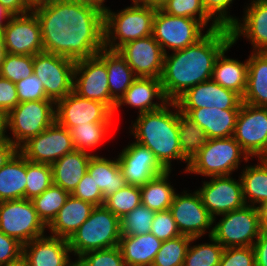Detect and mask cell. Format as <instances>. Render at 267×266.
I'll list each match as a JSON object with an SVG mask.
<instances>
[{"label": "cell", "instance_id": "cell-1", "mask_svg": "<svg viewBox=\"0 0 267 266\" xmlns=\"http://www.w3.org/2000/svg\"><path fill=\"white\" fill-rule=\"evenodd\" d=\"M41 28L44 52L79 61L104 48V13L68 0H51L32 7Z\"/></svg>", "mask_w": 267, "mask_h": 266}, {"label": "cell", "instance_id": "cell-2", "mask_svg": "<svg viewBox=\"0 0 267 266\" xmlns=\"http://www.w3.org/2000/svg\"><path fill=\"white\" fill-rule=\"evenodd\" d=\"M232 42L230 28L220 26L207 29L195 44L164 54L160 81L165 97L175 101L187 89L212 79L217 57Z\"/></svg>", "mask_w": 267, "mask_h": 266}, {"label": "cell", "instance_id": "cell-3", "mask_svg": "<svg viewBox=\"0 0 267 266\" xmlns=\"http://www.w3.org/2000/svg\"><path fill=\"white\" fill-rule=\"evenodd\" d=\"M172 107L175 110H171ZM130 129L135 141L148 148L166 169H171L172 160L189 161L181 154L178 134V106L168 101L162 108L139 114Z\"/></svg>", "mask_w": 267, "mask_h": 266}, {"label": "cell", "instance_id": "cell-4", "mask_svg": "<svg viewBox=\"0 0 267 266\" xmlns=\"http://www.w3.org/2000/svg\"><path fill=\"white\" fill-rule=\"evenodd\" d=\"M158 7L134 3L119 12H104V47L117 50L123 44L152 35Z\"/></svg>", "mask_w": 267, "mask_h": 266}, {"label": "cell", "instance_id": "cell-5", "mask_svg": "<svg viewBox=\"0 0 267 266\" xmlns=\"http://www.w3.org/2000/svg\"><path fill=\"white\" fill-rule=\"evenodd\" d=\"M120 239V219L101 205L93 208L89 218L68 239V244L71 253L80 257L89 251L118 246Z\"/></svg>", "mask_w": 267, "mask_h": 266}, {"label": "cell", "instance_id": "cell-6", "mask_svg": "<svg viewBox=\"0 0 267 266\" xmlns=\"http://www.w3.org/2000/svg\"><path fill=\"white\" fill-rule=\"evenodd\" d=\"M241 158L245 162L250 159L233 136L208 139L206 146L189 162L186 173L229 176L239 168Z\"/></svg>", "mask_w": 267, "mask_h": 266}, {"label": "cell", "instance_id": "cell-7", "mask_svg": "<svg viewBox=\"0 0 267 266\" xmlns=\"http://www.w3.org/2000/svg\"><path fill=\"white\" fill-rule=\"evenodd\" d=\"M56 120L53 100L25 101L6 115L7 139L18 148L31 137L43 132Z\"/></svg>", "mask_w": 267, "mask_h": 266}, {"label": "cell", "instance_id": "cell-8", "mask_svg": "<svg viewBox=\"0 0 267 266\" xmlns=\"http://www.w3.org/2000/svg\"><path fill=\"white\" fill-rule=\"evenodd\" d=\"M213 222L211 236L224 248L253 246L262 229L259 207L247 204L222 214L217 224Z\"/></svg>", "mask_w": 267, "mask_h": 266}, {"label": "cell", "instance_id": "cell-9", "mask_svg": "<svg viewBox=\"0 0 267 266\" xmlns=\"http://www.w3.org/2000/svg\"><path fill=\"white\" fill-rule=\"evenodd\" d=\"M205 25L193 18L169 15L160 7L153 18L152 36L160 44L164 54L181 50L203 38Z\"/></svg>", "mask_w": 267, "mask_h": 266}, {"label": "cell", "instance_id": "cell-10", "mask_svg": "<svg viewBox=\"0 0 267 266\" xmlns=\"http://www.w3.org/2000/svg\"><path fill=\"white\" fill-rule=\"evenodd\" d=\"M47 227L40 220L31 200L0 202V230L26 244L45 235Z\"/></svg>", "mask_w": 267, "mask_h": 266}, {"label": "cell", "instance_id": "cell-11", "mask_svg": "<svg viewBox=\"0 0 267 266\" xmlns=\"http://www.w3.org/2000/svg\"><path fill=\"white\" fill-rule=\"evenodd\" d=\"M33 68L46 96L55 103L73 91L75 61L43 51L33 56Z\"/></svg>", "mask_w": 267, "mask_h": 266}, {"label": "cell", "instance_id": "cell-12", "mask_svg": "<svg viewBox=\"0 0 267 266\" xmlns=\"http://www.w3.org/2000/svg\"><path fill=\"white\" fill-rule=\"evenodd\" d=\"M74 150L70 131L56 120L43 132L31 137L19 147V152L28 161L49 165Z\"/></svg>", "mask_w": 267, "mask_h": 266}, {"label": "cell", "instance_id": "cell-13", "mask_svg": "<svg viewBox=\"0 0 267 266\" xmlns=\"http://www.w3.org/2000/svg\"><path fill=\"white\" fill-rule=\"evenodd\" d=\"M169 210L181 235L200 238L210 228L208 235L211 236L214 225L213 217L204 207L198 191L175 193Z\"/></svg>", "mask_w": 267, "mask_h": 266}, {"label": "cell", "instance_id": "cell-14", "mask_svg": "<svg viewBox=\"0 0 267 266\" xmlns=\"http://www.w3.org/2000/svg\"><path fill=\"white\" fill-rule=\"evenodd\" d=\"M73 91L105 104L114 113L117 103L110 96L106 64L97 55L75 62Z\"/></svg>", "mask_w": 267, "mask_h": 266}, {"label": "cell", "instance_id": "cell-15", "mask_svg": "<svg viewBox=\"0 0 267 266\" xmlns=\"http://www.w3.org/2000/svg\"><path fill=\"white\" fill-rule=\"evenodd\" d=\"M233 137L249 157H259L267 147V107L242 103Z\"/></svg>", "mask_w": 267, "mask_h": 266}, {"label": "cell", "instance_id": "cell-16", "mask_svg": "<svg viewBox=\"0 0 267 266\" xmlns=\"http://www.w3.org/2000/svg\"><path fill=\"white\" fill-rule=\"evenodd\" d=\"M210 181L203 182L197 190L202 198L204 207L213 220L216 216L242 208L245 205L242 182L229 176H211Z\"/></svg>", "mask_w": 267, "mask_h": 266}, {"label": "cell", "instance_id": "cell-17", "mask_svg": "<svg viewBox=\"0 0 267 266\" xmlns=\"http://www.w3.org/2000/svg\"><path fill=\"white\" fill-rule=\"evenodd\" d=\"M56 121L70 130L88 122H113V112L103 103L89 100L74 91L55 103Z\"/></svg>", "mask_w": 267, "mask_h": 266}, {"label": "cell", "instance_id": "cell-18", "mask_svg": "<svg viewBox=\"0 0 267 266\" xmlns=\"http://www.w3.org/2000/svg\"><path fill=\"white\" fill-rule=\"evenodd\" d=\"M2 32L7 53L34 56L44 51L40 24L33 11L14 15Z\"/></svg>", "mask_w": 267, "mask_h": 266}, {"label": "cell", "instance_id": "cell-19", "mask_svg": "<svg viewBox=\"0 0 267 266\" xmlns=\"http://www.w3.org/2000/svg\"><path fill=\"white\" fill-rule=\"evenodd\" d=\"M136 77L160 79L164 52L152 35L129 41L117 49Z\"/></svg>", "mask_w": 267, "mask_h": 266}, {"label": "cell", "instance_id": "cell-20", "mask_svg": "<svg viewBox=\"0 0 267 266\" xmlns=\"http://www.w3.org/2000/svg\"><path fill=\"white\" fill-rule=\"evenodd\" d=\"M175 103L179 109L216 107L220 110H240L243 101L238 93L210 79L187 89Z\"/></svg>", "mask_w": 267, "mask_h": 266}, {"label": "cell", "instance_id": "cell-21", "mask_svg": "<svg viewBox=\"0 0 267 266\" xmlns=\"http://www.w3.org/2000/svg\"><path fill=\"white\" fill-rule=\"evenodd\" d=\"M117 157L127 185L143 186L166 171L155 155L136 141L127 145Z\"/></svg>", "mask_w": 267, "mask_h": 266}, {"label": "cell", "instance_id": "cell-22", "mask_svg": "<svg viewBox=\"0 0 267 266\" xmlns=\"http://www.w3.org/2000/svg\"><path fill=\"white\" fill-rule=\"evenodd\" d=\"M249 5L242 21L237 20L230 27L232 40L236 44L243 36L250 41L253 51L267 52V0H251Z\"/></svg>", "mask_w": 267, "mask_h": 266}, {"label": "cell", "instance_id": "cell-23", "mask_svg": "<svg viewBox=\"0 0 267 266\" xmlns=\"http://www.w3.org/2000/svg\"><path fill=\"white\" fill-rule=\"evenodd\" d=\"M68 240L47 236L33 239L23 245V256L29 266H71Z\"/></svg>", "mask_w": 267, "mask_h": 266}, {"label": "cell", "instance_id": "cell-24", "mask_svg": "<svg viewBox=\"0 0 267 266\" xmlns=\"http://www.w3.org/2000/svg\"><path fill=\"white\" fill-rule=\"evenodd\" d=\"M156 98L160 101L159 103L153 102ZM168 101L164 95L160 79L137 77L116 104L113 114L123 104L139 109L138 114H142L158 110Z\"/></svg>", "mask_w": 267, "mask_h": 266}, {"label": "cell", "instance_id": "cell-25", "mask_svg": "<svg viewBox=\"0 0 267 266\" xmlns=\"http://www.w3.org/2000/svg\"><path fill=\"white\" fill-rule=\"evenodd\" d=\"M201 127L208 137L227 138L235 131L239 110H220L218 108L179 109Z\"/></svg>", "mask_w": 267, "mask_h": 266}, {"label": "cell", "instance_id": "cell-26", "mask_svg": "<svg viewBox=\"0 0 267 266\" xmlns=\"http://www.w3.org/2000/svg\"><path fill=\"white\" fill-rule=\"evenodd\" d=\"M94 207L92 203L75 198L70 194L56 218L47 227L52 234L50 236L68 240L89 218Z\"/></svg>", "mask_w": 267, "mask_h": 266}, {"label": "cell", "instance_id": "cell-27", "mask_svg": "<svg viewBox=\"0 0 267 266\" xmlns=\"http://www.w3.org/2000/svg\"><path fill=\"white\" fill-rule=\"evenodd\" d=\"M92 155L89 152L74 150L59 158L51 165L53 184L71 194L87 173Z\"/></svg>", "mask_w": 267, "mask_h": 266}, {"label": "cell", "instance_id": "cell-28", "mask_svg": "<svg viewBox=\"0 0 267 266\" xmlns=\"http://www.w3.org/2000/svg\"><path fill=\"white\" fill-rule=\"evenodd\" d=\"M234 45L232 42L217 57L212 79L220 86L232 90L243 97L248 79V59L241 62L237 59H231L225 56V53Z\"/></svg>", "mask_w": 267, "mask_h": 266}, {"label": "cell", "instance_id": "cell-29", "mask_svg": "<svg viewBox=\"0 0 267 266\" xmlns=\"http://www.w3.org/2000/svg\"><path fill=\"white\" fill-rule=\"evenodd\" d=\"M162 241L151 232L144 235L121 236L120 248L124 263L129 266H152Z\"/></svg>", "mask_w": 267, "mask_h": 266}, {"label": "cell", "instance_id": "cell-30", "mask_svg": "<svg viewBox=\"0 0 267 266\" xmlns=\"http://www.w3.org/2000/svg\"><path fill=\"white\" fill-rule=\"evenodd\" d=\"M97 56L106 64L110 96L118 103L137 77L117 50L104 47Z\"/></svg>", "mask_w": 267, "mask_h": 266}, {"label": "cell", "instance_id": "cell-31", "mask_svg": "<svg viewBox=\"0 0 267 266\" xmlns=\"http://www.w3.org/2000/svg\"><path fill=\"white\" fill-rule=\"evenodd\" d=\"M243 103L267 107V52L252 51L248 58V79Z\"/></svg>", "mask_w": 267, "mask_h": 266}, {"label": "cell", "instance_id": "cell-32", "mask_svg": "<svg viewBox=\"0 0 267 266\" xmlns=\"http://www.w3.org/2000/svg\"><path fill=\"white\" fill-rule=\"evenodd\" d=\"M26 158L18 151L0 169V202L26 199Z\"/></svg>", "mask_w": 267, "mask_h": 266}, {"label": "cell", "instance_id": "cell-33", "mask_svg": "<svg viewBox=\"0 0 267 266\" xmlns=\"http://www.w3.org/2000/svg\"><path fill=\"white\" fill-rule=\"evenodd\" d=\"M87 172L98 185L104 199L127 185L117 158L111 160L93 154Z\"/></svg>", "mask_w": 267, "mask_h": 266}, {"label": "cell", "instance_id": "cell-34", "mask_svg": "<svg viewBox=\"0 0 267 266\" xmlns=\"http://www.w3.org/2000/svg\"><path fill=\"white\" fill-rule=\"evenodd\" d=\"M171 171L166 170L163 174L140 186L141 202L152 211L168 210L172 204L176 192L168 180Z\"/></svg>", "mask_w": 267, "mask_h": 266}, {"label": "cell", "instance_id": "cell-35", "mask_svg": "<svg viewBox=\"0 0 267 266\" xmlns=\"http://www.w3.org/2000/svg\"><path fill=\"white\" fill-rule=\"evenodd\" d=\"M241 173L245 204L260 207L267 202V166L259 160L257 165L246 166Z\"/></svg>", "mask_w": 267, "mask_h": 266}, {"label": "cell", "instance_id": "cell-36", "mask_svg": "<svg viewBox=\"0 0 267 266\" xmlns=\"http://www.w3.org/2000/svg\"><path fill=\"white\" fill-rule=\"evenodd\" d=\"M178 134L181 154L190 162L208 141L206 132L198 124L181 113L178 108Z\"/></svg>", "mask_w": 267, "mask_h": 266}, {"label": "cell", "instance_id": "cell-37", "mask_svg": "<svg viewBox=\"0 0 267 266\" xmlns=\"http://www.w3.org/2000/svg\"><path fill=\"white\" fill-rule=\"evenodd\" d=\"M69 195V192L52 184L41 195L31 200L38 217L46 227L56 218Z\"/></svg>", "mask_w": 267, "mask_h": 266}, {"label": "cell", "instance_id": "cell-38", "mask_svg": "<svg viewBox=\"0 0 267 266\" xmlns=\"http://www.w3.org/2000/svg\"><path fill=\"white\" fill-rule=\"evenodd\" d=\"M112 122H88L72 127L69 131L75 150L88 152L99 146L109 133Z\"/></svg>", "mask_w": 267, "mask_h": 266}, {"label": "cell", "instance_id": "cell-39", "mask_svg": "<svg viewBox=\"0 0 267 266\" xmlns=\"http://www.w3.org/2000/svg\"><path fill=\"white\" fill-rule=\"evenodd\" d=\"M160 8L169 15L188 17L202 22L205 26L212 21L208 30H214L220 25L206 12L202 0H165Z\"/></svg>", "mask_w": 267, "mask_h": 266}, {"label": "cell", "instance_id": "cell-40", "mask_svg": "<svg viewBox=\"0 0 267 266\" xmlns=\"http://www.w3.org/2000/svg\"><path fill=\"white\" fill-rule=\"evenodd\" d=\"M209 243L191 244L199 238H192L183 266H219L224 247L212 236Z\"/></svg>", "mask_w": 267, "mask_h": 266}, {"label": "cell", "instance_id": "cell-41", "mask_svg": "<svg viewBox=\"0 0 267 266\" xmlns=\"http://www.w3.org/2000/svg\"><path fill=\"white\" fill-rule=\"evenodd\" d=\"M192 238L181 235L171 240L163 241L155 255L152 266H183L187 250Z\"/></svg>", "mask_w": 267, "mask_h": 266}, {"label": "cell", "instance_id": "cell-42", "mask_svg": "<svg viewBox=\"0 0 267 266\" xmlns=\"http://www.w3.org/2000/svg\"><path fill=\"white\" fill-rule=\"evenodd\" d=\"M139 186L126 185L104 199L103 205L119 219L141 204Z\"/></svg>", "mask_w": 267, "mask_h": 266}, {"label": "cell", "instance_id": "cell-43", "mask_svg": "<svg viewBox=\"0 0 267 266\" xmlns=\"http://www.w3.org/2000/svg\"><path fill=\"white\" fill-rule=\"evenodd\" d=\"M155 213V211H152L141 203L120 219L121 236L150 233Z\"/></svg>", "mask_w": 267, "mask_h": 266}, {"label": "cell", "instance_id": "cell-44", "mask_svg": "<svg viewBox=\"0 0 267 266\" xmlns=\"http://www.w3.org/2000/svg\"><path fill=\"white\" fill-rule=\"evenodd\" d=\"M26 199L41 195L53 184L52 167L49 164L33 163L26 159Z\"/></svg>", "mask_w": 267, "mask_h": 266}, {"label": "cell", "instance_id": "cell-45", "mask_svg": "<svg viewBox=\"0 0 267 266\" xmlns=\"http://www.w3.org/2000/svg\"><path fill=\"white\" fill-rule=\"evenodd\" d=\"M34 72L33 56L7 53L1 65L0 77L16 83Z\"/></svg>", "mask_w": 267, "mask_h": 266}, {"label": "cell", "instance_id": "cell-46", "mask_svg": "<svg viewBox=\"0 0 267 266\" xmlns=\"http://www.w3.org/2000/svg\"><path fill=\"white\" fill-rule=\"evenodd\" d=\"M76 259L81 266H123L125 264L118 246L89 251Z\"/></svg>", "mask_w": 267, "mask_h": 266}, {"label": "cell", "instance_id": "cell-47", "mask_svg": "<svg viewBox=\"0 0 267 266\" xmlns=\"http://www.w3.org/2000/svg\"><path fill=\"white\" fill-rule=\"evenodd\" d=\"M151 233L162 242L181 236L169 209L155 213Z\"/></svg>", "mask_w": 267, "mask_h": 266}, {"label": "cell", "instance_id": "cell-48", "mask_svg": "<svg viewBox=\"0 0 267 266\" xmlns=\"http://www.w3.org/2000/svg\"><path fill=\"white\" fill-rule=\"evenodd\" d=\"M19 103L25 101L51 100L46 96L43 83L35 74L15 83Z\"/></svg>", "mask_w": 267, "mask_h": 266}, {"label": "cell", "instance_id": "cell-49", "mask_svg": "<svg viewBox=\"0 0 267 266\" xmlns=\"http://www.w3.org/2000/svg\"><path fill=\"white\" fill-rule=\"evenodd\" d=\"M219 266H255L252 246L224 248Z\"/></svg>", "mask_w": 267, "mask_h": 266}, {"label": "cell", "instance_id": "cell-50", "mask_svg": "<svg viewBox=\"0 0 267 266\" xmlns=\"http://www.w3.org/2000/svg\"><path fill=\"white\" fill-rule=\"evenodd\" d=\"M71 195L83 201L90 202L94 206H101L104 203L103 193L88 172L83 176Z\"/></svg>", "mask_w": 267, "mask_h": 266}, {"label": "cell", "instance_id": "cell-51", "mask_svg": "<svg viewBox=\"0 0 267 266\" xmlns=\"http://www.w3.org/2000/svg\"><path fill=\"white\" fill-rule=\"evenodd\" d=\"M234 0H202L206 12L223 27L230 28L239 18L228 14V8L231 7Z\"/></svg>", "mask_w": 267, "mask_h": 266}, {"label": "cell", "instance_id": "cell-52", "mask_svg": "<svg viewBox=\"0 0 267 266\" xmlns=\"http://www.w3.org/2000/svg\"><path fill=\"white\" fill-rule=\"evenodd\" d=\"M23 254V244L0 230V266L16 260Z\"/></svg>", "mask_w": 267, "mask_h": 266}, {"label": "cell", "instance_id": "cell-53", "mask_svg": "<svg viewBox=\"0 0 267 266\" xmlns=\"http://www.w3.org/2000/svg\"><path fill=\"white\" fill-rule=\"evenodd\" d=\"M19 104L15 83L0 77V112L6 115Z\"/></svg>", "mask_w": 267, "mask_h": 266}, {"label": "cell", "instance_id": "cell-54", "mask_svg": "<svg viewBox=\"0 0 267 266\" xmlns=\"http://www.w3.org/2000/svg\"><path fill=\"white\" fill-rule=\"evenodd\" d=\"M252 247L255 253V266H267V229H261Z\"/></svg>", "mask_w": 267, "mask_h": 266}, {"label": "cell", "instance_id": "cell-55", "mask_svg": "<svg viewBox=\"0 0 267 266\" xmlns=\"http://www.w3.org/2000/svg\"><path fill=\"white\" fill-rule=\"evenodd\" d=\"M0 4L13 15H24L32 11L27 0H0Z\"/></svg>", "mask_w": 267, "mask_h": 266}, {"label": "cell", "instance_id": "cell-56", "mask_svg": "<svg viewBox=\"0 0 267 266\" xmlns=\"http://www.w3.org/2000/svg\"><path fill=\"white\" fill-rule=\"evenodd\" d=\"M18 151L19 148L8 139L0 143V169L8 163Z\"/></svg>", "mask_w": 267, "mask_h": 266}, {"label": "cell", "instance_id": "cell-57", "mask_svg": "<svg viewBox=\"0 0 267 266\" xmlns=\"http://www.w3.org/2000/svg\"><path fill=\"white\" fill-rule=\"evenodd\" d=\"M68 1L93 6L97 9H99L100 11H102L103 13L109 8V7H106L105 4H103L105 2V0H68Z\"/></svg>", "mask_w": 267, "mask_h": 266}, {"label": "cell", "instance_id": "cell-58", "mask_svg": "<svg viewBox=\"0 0 267 266\" xmlns=\"http://www.w3.org/2000/svg\"><path fill=\"white\" fill-rule=\"evenodd\" d=\"M13 16L14 15L11 12H9L5 7L0 4V32H2L3 29L8 25L9 20Z\"/></svg>", "mask_w": 267, "mask_h": 266}, {"label": "cell", "instance_id": "cell-59", "mask_svg": "<svg viewBox=\"0 0 267 266\" xmlns=\"http://www.w3.org/2000/svg\"><path fill=\"white\" fill-rule=\"evenodd\" d=\"M7 124H6V114L0 112V143L7 140Z\"/></svg>", "mask_w": 267, "mask_h": 266}, {"label": "cell", "instance_id": "cell-60", "mask_svg": "<svg viewBox=\"0 0 267 266\" xmlns=\"http://www.w3.org/2000/svg\"><path fill=\"white\" fill-rule=\"evenodd\" d=\"M262 229H267V202L259 207Z\"/></svg>", "mask_w": 267, "mask_h": 266}, {"label": "cell", "instance_id": "cell-61", "mask_svg": "<svg viewBox=\"0 0 267 266\" xmlns=\"http://www.w3.org/2000/svg\"><path fill=\"white\" fill-rule=\"evenodd\" d=\"M134 3L160 7L165 0H132Z\"/></svg>", "mask_w": 267, "mask_h": 266}, {"label": "cell", "instance_id": "cell-62", "mask_svg": "<svg viewBox=\"0 0 267 266\" xmlns=\"http://www.w3.org/2000/svg\"><path fill=\"white\" fill-rule=\"evenodd\" d=\"M3 266H29V265L26 258L23 255H21L16 260L10 261L9 263Z\"/></svg>", "mask_w": 267, "mask_h": 266}, {"label": "cell", "instance_id": "cell-63", "mask_svg": "<svg viewBox=\"0 0 267 266\" xmlns=\"http://www.w3.org/2000/svg\"><path fill=\"white\" fill-rule=\"evenodd\" d=\"M6 55L7 51L5 50L3 32H0V69Z\"/></svg>", "mask_w": 267, "mask_h": 266}, {"label": "cell", "instance_id": "cell-64", "mask_svg": "<svg viewBox=\"0 0 267 266\" xmlns=\"http://www.w3.org/2000/svg\"><path fill=\"white\" fill-rule=\"evenodd\" d=\"M264 165L267 166V147L265 148V150L259 155L258 157Z\"/></svg>", "mask_w": 267, "mask_h": 266}, {"label": "cell", "instance_id": "cell-65", "mask_svg": "<svg viewBox=\"0 0 267 266\" xmlns=\"http://www.w3.org/2000/svg\"><path fill=\"white\" fill-rule=\"evenodd\" d=\"M51 0H27V2L30 4L31 7H34L36 5L45 3V2H49Z\"/></svg>", "mask_w": 267, "mask_h": 266}, {"label": "cell", "instance_id": "cell-66", "mask_svg": "<svg viewBox=\"0 0 267 266\" xmlns=\"http://www.w3.org/2000/svg\"><path fill=\"white\" fill-rule=\"evenodd\" d=\"M71 266H81L76 260L71 264Z\"/></svg>", "mask_w": 267, "mask_h": 266}]
</instances>
